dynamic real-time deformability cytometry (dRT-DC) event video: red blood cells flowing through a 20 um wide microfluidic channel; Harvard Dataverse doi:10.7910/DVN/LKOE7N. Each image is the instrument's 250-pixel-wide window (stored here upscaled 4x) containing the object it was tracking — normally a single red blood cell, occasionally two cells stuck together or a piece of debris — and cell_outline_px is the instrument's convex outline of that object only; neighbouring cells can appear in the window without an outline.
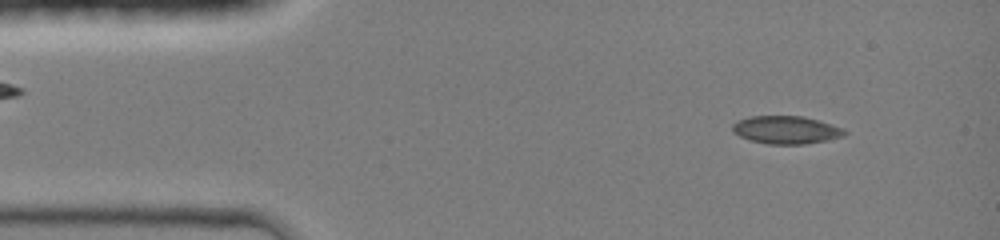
{"species": "common noctule bat (a hibernating species)", "species_latin": "Nyctalus noctula", "temperature_condition": "room temperature", "stored_images_in_passage": 43, "camera_frame_rate_fps": 3000, "um_per_image_px": 0.085, "animal": {"sex": "female", "body_mass_g": 19.0, "forearm_length_mm": 51.5}, "frame": {"image": 1, "passage_image": 4, "time_ms": 1.0, "image_size_px": [1000, 240], "cell_outline_px": [[848, 132], [844, 136], [828, 140], [804, 144], [768, 144], [752, 140], [740, 136], [732, 132], [732, 124], [736, 120], [748, 116], [804, 116], [820, 120], [844, 128]], "centroid_in_image_um": [66.84, 11.03], "position_along_channel_um": 18.2, "area_um2": 18.44}}
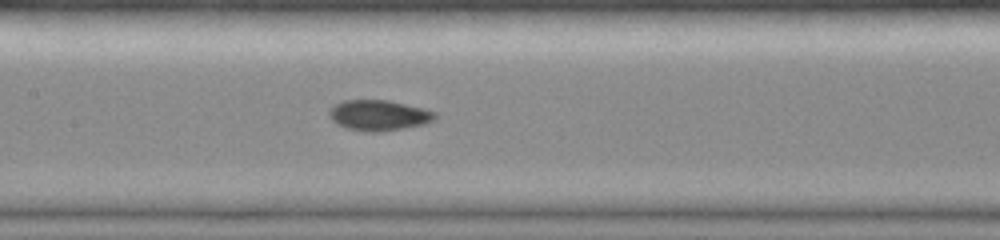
{"frame": {"image": 2, "passage_image": 20, "time_ms": 6.333, "image_size_px": [1000, 240], "cell_outline_px": [[436, 116], [432, 120], [424, 124], [404, 128], [380, 132], [372, 132], [348, 128], [336, 124], [328, 116], [328, 108], [344, 100], [388, 100], [424, 108], [436, 112]], "centroid_in_image_um": [32.17, 9.79], "position_along_channel_um": 175.2, "area_um2": 18.84}}
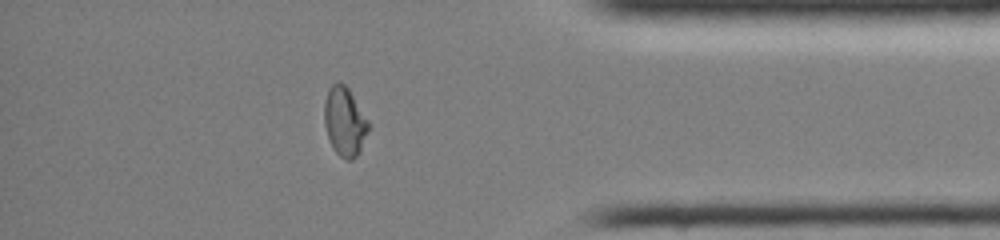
{"frame": {"image": 3, "passage_image": 37, "time_ms": 12.0, "image_size_px": [1000, 240], "cell_outline_px": [[372, 128], [356, 156], [352, 160], [348, 160], [340, 156], [332, 148], [324, 124], [324, 100], [328, 88], [336, 80], [344, 84], [348, 88], [368, 120]], "centroid_in_image_um": [29.3, 10.32], "position_along_channel_um": 405.9, "area_um2": 17.98}, "authors_computed_cell_mechanics": {"area_um2": 18.1492, "velocity_mm_per_s": 4.3246, "shape_relaxation_time_tau1_ms": null, "shape_relaxation_time_tau2_ms": 2.0267, "deformation_change_tau1": null, "deformation_change_tau2": 0.0303}}